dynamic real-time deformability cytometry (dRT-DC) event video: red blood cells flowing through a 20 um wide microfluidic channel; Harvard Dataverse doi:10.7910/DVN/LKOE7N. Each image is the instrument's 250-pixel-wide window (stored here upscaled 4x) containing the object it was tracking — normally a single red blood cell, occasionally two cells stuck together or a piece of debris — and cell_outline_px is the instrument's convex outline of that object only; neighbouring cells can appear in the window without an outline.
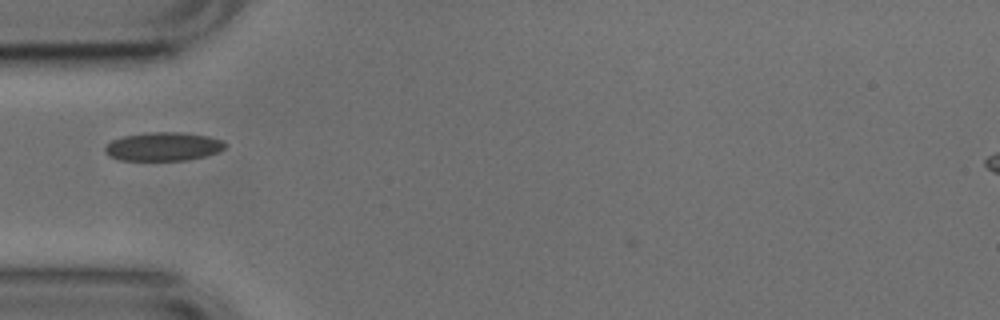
{"species": "common noctule bat (a hibernating species)", "species_latin": "Nyctalus noctula", "temperature_condition": "cold", "stored_images_in_passage": 4, "camera_frame_rate_fps": 3000, "um_per_image_px": 0.085, "animal": {"sex": "male", "body_mass_g": 17.9, "forearm_length_mm": 54.2}, "frame": {"image": 1, "passage_image": 1, "time_ms": 0.0, "image_size_px": [1000, 320], "cell_outline_px": [[228, 144], [220, 152], [188, 160], [120, 160], [108, 156], [104, 152], [104, 148], [112, 140], [124, 136], [148, 132], [184, 132], [208, 136], [224, 140]], "centroid_in_image_um": [13.91, 12.45], "position_along_channel_um": 71.1, "area_um2": 20.23}}